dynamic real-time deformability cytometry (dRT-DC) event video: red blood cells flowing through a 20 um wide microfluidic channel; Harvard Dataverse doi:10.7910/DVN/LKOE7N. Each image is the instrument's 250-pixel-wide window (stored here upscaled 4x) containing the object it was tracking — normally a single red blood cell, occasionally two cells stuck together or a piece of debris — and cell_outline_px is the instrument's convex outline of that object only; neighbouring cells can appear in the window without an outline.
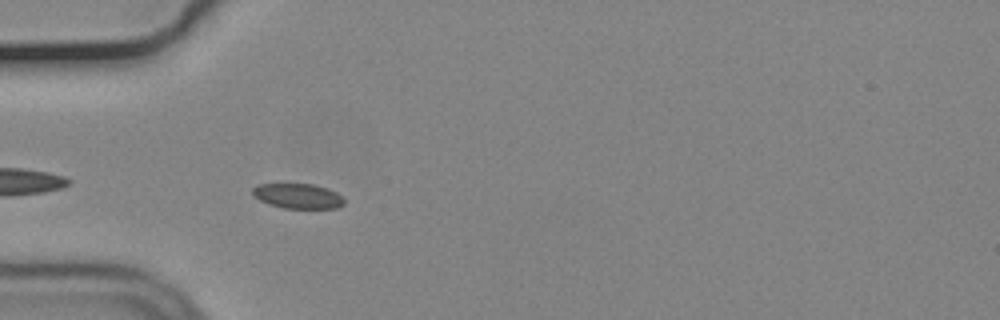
{"species": "common noctule bat (a hibernating species)", "species_latin": "Nyctalus noctula", "temperature_condition": "cold", "stored_images_in_passage": 13, "camera_frame_rate_fps": 3000, "um_per_image_px": 0.085, "animal": {"sex": "male", "body_mass_g": 19.2, "forearm_length_mm": 51.8}, "frame": {"image": 1, "passage_image": 3, "time_ms": 0.667, "image_size_px": [1000, 320], "cell_outline_px": [[344, 204], [336, 208], [284, 208], [268, 204], [252, 196], [252, 188], [260, 184], [312, 184], [328, 188], [336, 192], [344, 200]], "centroid_in_image_um": [25.3, 16.66], "position_along_channel_um": 59.7, "area_um2": 13.29}}
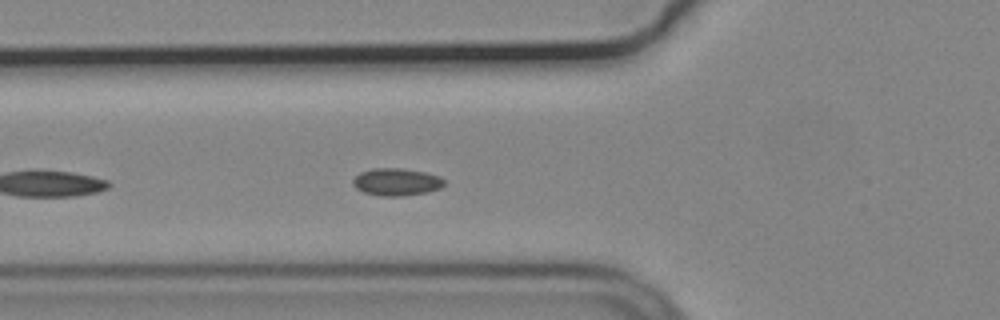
{"frame": {"image": 2, "passage_image": 6, "time_ms": 1.667, "image_size_px": [1000, 320], "cell_outline_px": [[444, 184], [440, 188], [428, 192], [400, 196], [380, 196], [364, 192], [356, 188], [352, 184], [352, 180], [360, 172], [372, 168], [400, 168], [424, 172], [440, 176], [444, 180]], "centroid_in_image_um": [33.68, 15.46], "position_along_channel_um": 92.1, "area_um2": 14.57}}
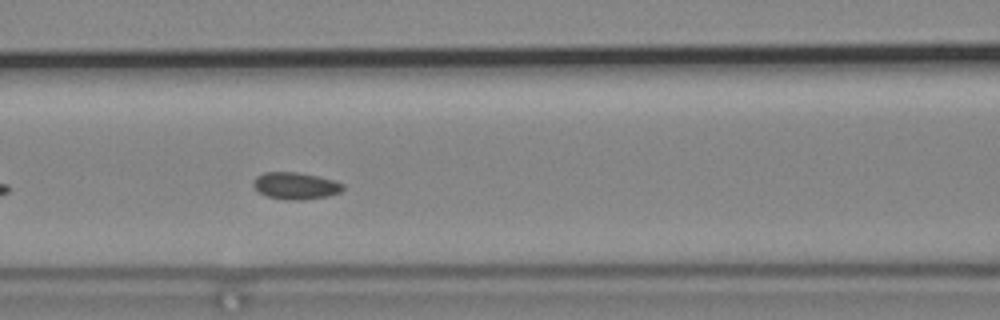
{"frame": {"image": 3, "passage_image": 10, "time_ms": 3.0, "image_size_px": [1000, 320], "cell_outline_px": [[344, 188], [340, 192], [328, 196], [304, 200], [288, 200], [264, 196], [252, 184], [252, 180], [256, 176], [264, 172], [296, 172], [320, 176], [344, 184]], "centroid_in_image_um": [25.11, 15.79], "position_along_channel_um": 141.5, "area_um2": 14.22}}